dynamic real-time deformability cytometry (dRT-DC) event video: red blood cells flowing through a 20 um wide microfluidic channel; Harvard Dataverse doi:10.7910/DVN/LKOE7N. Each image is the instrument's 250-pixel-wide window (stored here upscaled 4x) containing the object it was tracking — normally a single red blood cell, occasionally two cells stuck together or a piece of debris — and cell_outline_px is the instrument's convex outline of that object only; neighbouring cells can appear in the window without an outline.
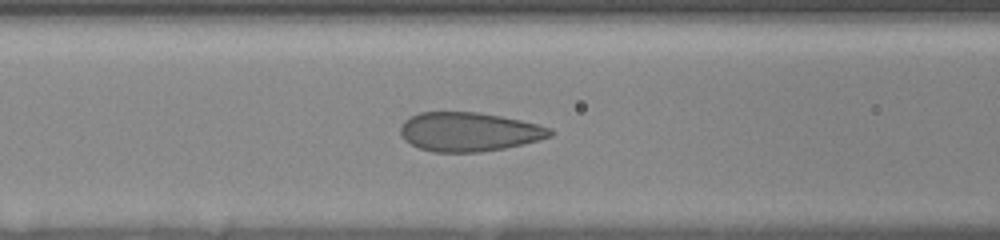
{"species": "human", "species_latin": "Homo sapiens", "temperature_condition": "room temperature", "stored_images_in_passage": 9, "camera_frame_rate_fps": 3000, "um_per_image_px": 0.085, "donor": {"sex": "female"}, "frame": {"image": 1, "passage_image": 9, "time_ms": 7.0, "image_size_px": [1000, 240], "cell_outline_px": [[556, 132], [552, 136], [540, 140], [524, 144], [504, 148], [480, 152], [432, 152], [420, 148], [404, 140], [400, 132], [400, 128], [404, 120], [420, 112], [476, 112], [500, 116], [520, 120], [552, 128]], "centroid_in_image_um": [39.89, 11.21], "position_along_channel_um": 126.7, "area_um2": 34.1}}